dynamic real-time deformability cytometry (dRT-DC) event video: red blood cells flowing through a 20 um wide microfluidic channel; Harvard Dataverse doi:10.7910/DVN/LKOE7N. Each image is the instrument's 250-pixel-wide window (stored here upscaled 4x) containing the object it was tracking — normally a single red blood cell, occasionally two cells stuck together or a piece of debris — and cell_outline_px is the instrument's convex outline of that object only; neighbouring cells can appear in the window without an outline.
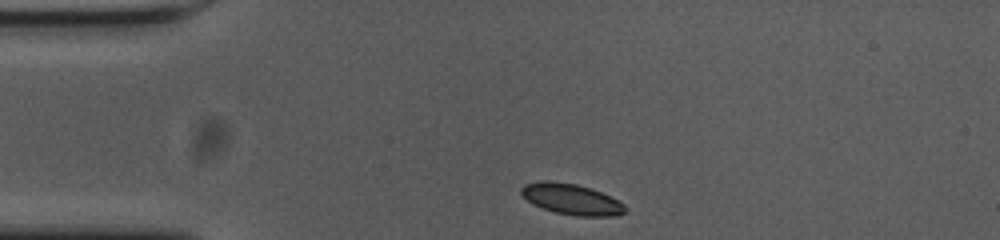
{"species": "common noctule bat (a hibernating species)", "species_latin": "Nyctalus noctula", "temperature_condition": "cold", "stored_images_in_passage": 36, "camera_frame_rate_fps": 3000, "um_per_image_px": 0.085, "animal": {"sex": "female", "body_mass_g": 23.0, "forearm_length_mm": 53.4}, "frame": {"image": 1, "passage_image": 1, "time_ms": 0.0, "image_size_px": [1000, 240], "cell_outline_px": [[628, 212], [616, 216], [576, 216], [556, 212], [532, 204], [520, 192], [520, 188], [524, 184], [544, 180], [548, 180], [576, 184], [600, 192], [624, 204], [628, 208]], "centroid_in_image_um": [48.59, 16.94], "position_along_channel_um": 36.4, "area_um2": 18.55}}
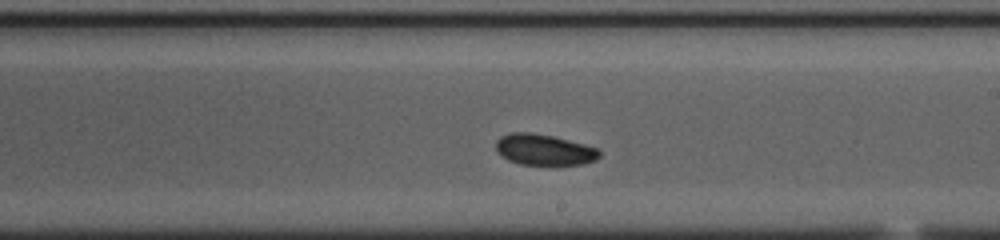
{"frame": {"image": 2, "passage_image": 21, "time_ms": 6.667, "image_size_px": [1000, 240], "cell_outline_px": [[600, 156], [596, 160], [584, 164], [552, 168], [520, 164], [508, 160], [496, 152], [496, 140], [500, 136], [512, 132], [528, 132], [552, 136], [600, 148]], "centroid_in_image_um": [46.28, 12.78], "position_along_channel_um": 242.7, "area_um2": 19.59}}
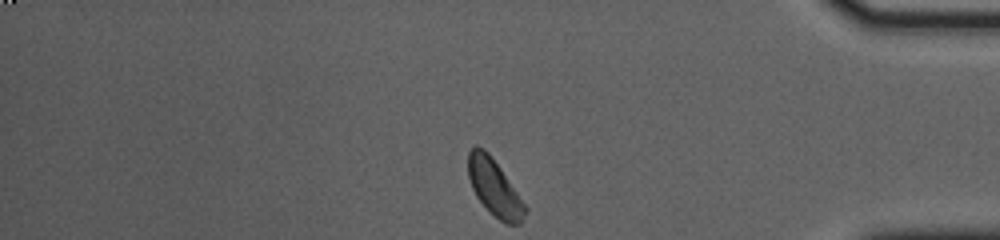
{"frame": {"image": 3, "passage_image": 36, "time_ms": 11.667, "image_size_px": [1000, 240], "cell_outline_px": [[528, 212], [520, 224], [504, 224], [476, 196], [472, 188], [468, 176], [468, 152], [476, 144], [484, 148], [488, 152], [500, 168], [528, 208]], "centroid_in_image_um": [42.04, 15.94], "position_along_channel_um": 393.2, "area_um2": 18.55}, "authors_computed_cell_mechanics": {"area_um2": 18.8717, "velocity_mm_per_s": 3.6066, "shape_relaxation_time_tau1_ms": 5.3951, "shape_relaxation_time_tau2_ms": 8.0623, "deformation_change_tau1": 0.0766, "deformation_change_tau2": 0.0803}}